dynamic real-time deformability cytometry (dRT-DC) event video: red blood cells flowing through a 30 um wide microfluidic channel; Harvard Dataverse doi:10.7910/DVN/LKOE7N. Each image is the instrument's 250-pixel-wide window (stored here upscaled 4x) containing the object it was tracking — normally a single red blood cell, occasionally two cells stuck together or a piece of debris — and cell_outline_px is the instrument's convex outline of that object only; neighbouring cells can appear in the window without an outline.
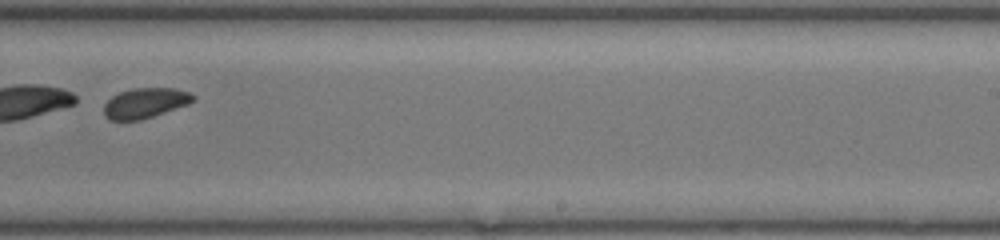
{"species": "common noctule bat (a hibernating species)", "species_latin": "Nyctalus noctula", "temperature_condition": "room temperature", "stored_images_in_passage": 42, "segment_of_instrument_passage": [2, 2], "camera_frame_rate_fps": 3000, "um_per_image_px": 0.085, "animal": {"sex": "female", "body_mass_g": 17.0, "forearm_length_mm": 48.0}, "frame": {"image": 1, "passage_image": 25, "time_ms": 8.0, "image_size_px": [1000, 240], "cell_outline_px": [[196, 100], [188, 104], [140, 120], [108, 120], [104, 116], [104, 104], [112, 96], [120, 92], [132, 88], [172, 88], [188, 92], [196, 96]], "centroid_in_image_um": [12.32, 8.75], "position_along_channel_um": 276.7, "area_um2": 15.61}}